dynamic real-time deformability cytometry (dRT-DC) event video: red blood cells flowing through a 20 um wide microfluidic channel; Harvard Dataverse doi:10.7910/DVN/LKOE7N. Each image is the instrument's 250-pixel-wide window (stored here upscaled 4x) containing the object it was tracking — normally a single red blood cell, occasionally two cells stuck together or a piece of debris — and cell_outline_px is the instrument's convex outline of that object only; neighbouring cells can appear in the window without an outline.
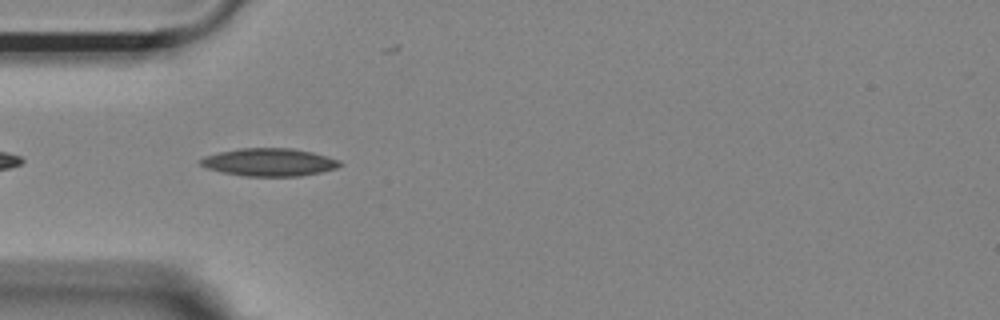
{"species": "Egyptian fruit bat (a non-hibernating species)", "species_latin": "Rousettus aegyptiacus", "temperature_condition": "room temperature", "stored_images_in_passage": 20, "camera_frame_rate_fps": 3000, "um_per_image_px": 0.085, "animal": {"sex": "female"}, "frame": {"image": 1, "passage_image": 3, "time_ms": 0.667, "image_size_px": [1000, 320], "cell_outline_px": [[344, 164], [336, 168], [320, 172], [300, 176], [244, 176], [220, 172], [208, 168], [200, 164], [200, 160], [204, 156], [220, 152], [240, 148], [292, 148], [312, 152], [340, 160]], "centroid_in_image_um": [22.9, 13.79], "position_along_channel_um": 62.1, "area_um2": 22.54}}
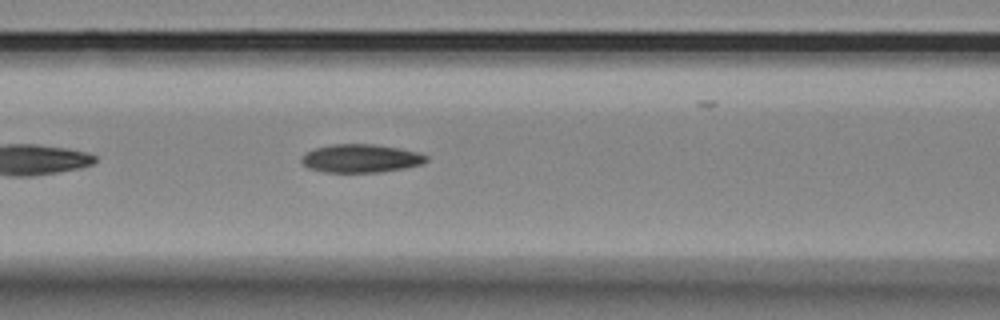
{"frame": {"image": 2, "passage_image": 9, "time_ms": 2.667, "image_size_px": [1000, 320], "cell_outline_px": [[428, 160], [420, 164], [404, 168], [380, 172], [324, 172], [308, 168], [300, 160], [300, 156], [304, 152], [312, 148], [332, 144], [376, 144], [400, 148], [416, 152], [428, 156]], "centroid_in_image_um": [30.61, 13.45], "position_along_channel_um": 136.0, "area_um2": 20.75}}
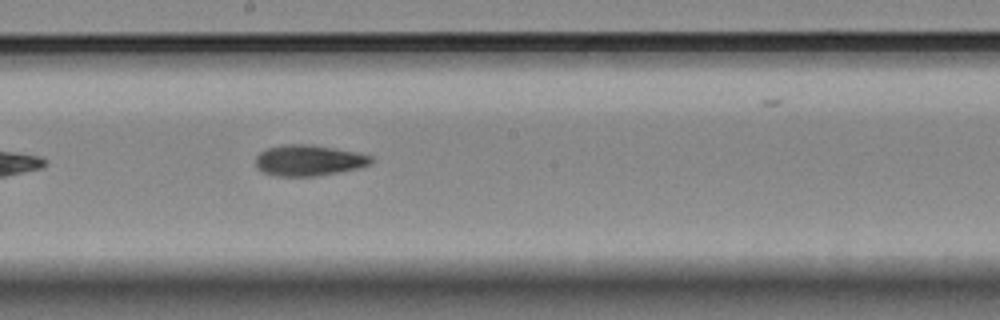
{"frame": {"image": 3, "passage_image": 16, "time_ms": 5.0, "image_size_px": [1000, 320], "cell_outline_px": [[372, 164], [360, 168], [316, 176], [276, 176], [264, 172], [256, 168], [256, 156], [260, 152], [268, 148], [280, 144], [308, 144], [356, 152], [372, 156]], "centroid_in_image_um": [26.23, 13.63], "position_along_channel_um": 222.0, "area_um2": 20.81}}